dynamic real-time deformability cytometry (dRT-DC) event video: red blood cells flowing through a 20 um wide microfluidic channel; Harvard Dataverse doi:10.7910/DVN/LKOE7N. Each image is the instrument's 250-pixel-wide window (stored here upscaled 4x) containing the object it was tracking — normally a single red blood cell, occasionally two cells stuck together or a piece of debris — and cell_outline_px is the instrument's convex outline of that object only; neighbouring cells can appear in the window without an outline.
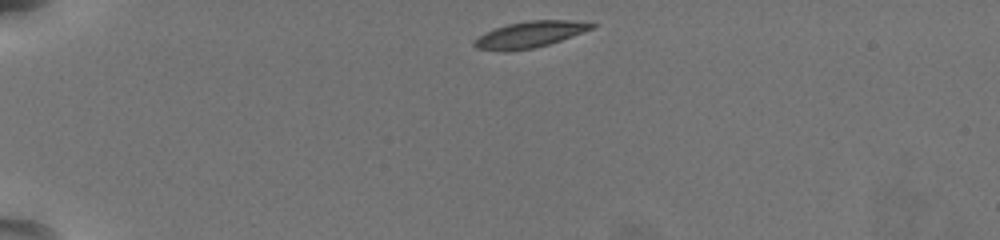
{"species": "common noctule bat (a hibernating species)", "species_latin": "Nyctalus noctula", "temperature_condition": "warm", "stored_images_in_passage": 40, "camera_frame_rate_fps": 3000, "um_per_image_px": 0.085, "animal": {"sex": "female", "body_mass_g": 19.5, "forearm_length_mm": 54.1}, "frame": {"image": 1, "passage_image": 1, "time_ms": 0.0, "image_size_px": [1000, 240], "cell_outline_px": [[596, 28], [548, 44], [532, 48], [504, 52], [476, 48], [472, 44], [472, 40], [484, 32], [508, 24], [528, 20], [568, 20], [596, 24]], "centroid_in_image_um": [44.99, 2.93], "position_along_channel_um": 40.0, "area_um2": 17.98}}
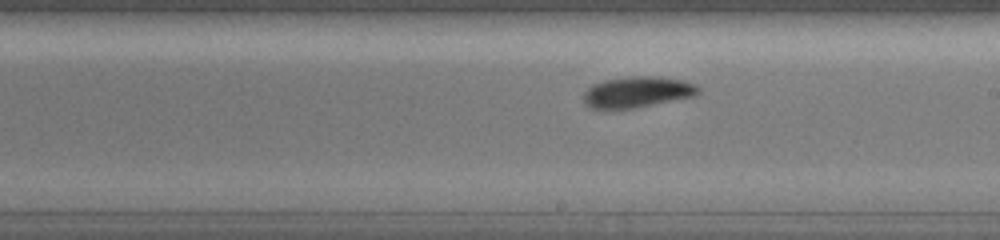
{"frame": {"image": 2, "passage_image": 22, "time_ms": 7.0, "image_size_px": [1000, 240], "cell_outline_px": [[700, 92], [692, 96], [636, 108], [612, 112], [592, 108], [584, 104], [584, 92], [592, 84], [604, 80], [632, 76], [656, 76], [680, 80], [696, 84], [700, 88]], "centroid_in_image_um": [54.09, 7.86], "position_along_channel_um": 234.9, "area_um2": 21.15}}
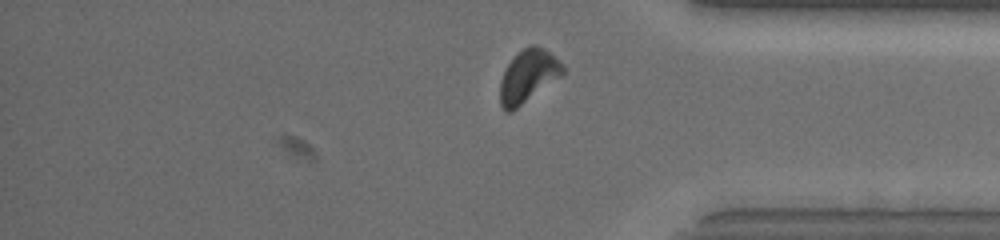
{"frame": {"image": 3, "passage_image": 35, "time_ms": 11.333, "image_size_px": [1000, 240], "cell_outline_px": [[564, 72], [560, 76], [512, 112], [504, 112], [500, 104], [500, 80], [504, 68], [524, 48], [532, 44], [536, 44], [544, 48], [564, 68]], "centroid_in_image_um": [44.83, 6.5], "position_along_channel_um": 390.4, "area_um2": 18.84}, "authors_computed_cell_mechanics": {"area_um2": 19.363, "velocity_mm_per_s": 3.7378, "shape_relaxation_time_tau1_ms": 2.3157, "shape_relaxation_time_tau2_ms": 7.3602, "deformation_change_tau1": 0.1111, "deformation_change_tau2": 0.1125}}